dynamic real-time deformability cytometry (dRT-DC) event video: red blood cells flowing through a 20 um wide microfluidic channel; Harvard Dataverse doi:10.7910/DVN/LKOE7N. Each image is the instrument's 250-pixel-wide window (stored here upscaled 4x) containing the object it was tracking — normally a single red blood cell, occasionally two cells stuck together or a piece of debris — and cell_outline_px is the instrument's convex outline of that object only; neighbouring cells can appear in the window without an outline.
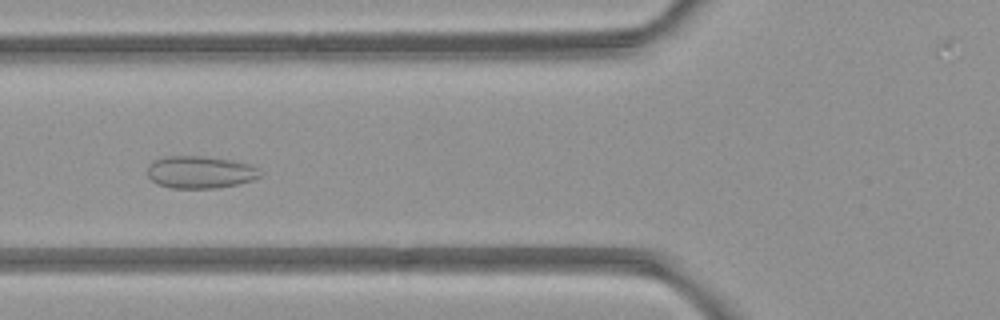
{"species": "common noctule bat (a hibernating species)", "species_latin": "Nyctalus noctula", "temperature_condition": "room temperature", "stored_images_in_passage": 6, "camera_frame_rate_fps": 3000, "um_per_image_px": 0.085, "animal": {"sex": "female", "body_mass_g": 21.9}, "frame": {"image": 1, "passage_image": 6, "time_ms": 5.667, "image_size_px": [1000, 320], "cell_outline_px": [[264, 172], [260, 176], [252, 180], [240, 184], [216, 188], [172, 188], [156, 184], [148, 176], [148, 164], [152, 160], [164, 156], [208, 156], [252, 164], [260, 168]], "centroid_in_image_um": [17.04, 14.62], "position_along_channel_um": 108.8, "area_um2": 21.68}}